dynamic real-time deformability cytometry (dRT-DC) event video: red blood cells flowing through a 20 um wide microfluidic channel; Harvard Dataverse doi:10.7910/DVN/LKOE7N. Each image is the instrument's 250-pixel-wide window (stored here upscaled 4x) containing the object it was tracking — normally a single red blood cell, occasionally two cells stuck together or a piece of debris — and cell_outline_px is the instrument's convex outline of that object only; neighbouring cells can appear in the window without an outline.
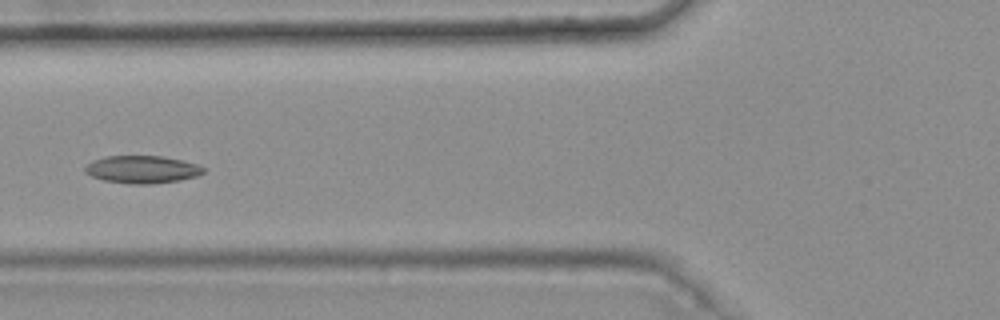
{"species": "common noctule bat (a hibernating species)", "species_latin": "Nyctalus noctula", "temperature_condition": "warm", "stored_images_in_passage": 9, "camera_frame_rate_fps": 3000, "um_per_image_px": 0.085, "animal": {"sex": "female", "body_mass_g": 25.1}, "frame": {"image": 1, "passage_image": 6, "time_ms": 1.667, "image_size_px": [1000, 320], "cell_outline_px": [[204, 172], [200, 176], [180, 180], [152, 184], [132, 184], [104, 180], [92, 176], [84, 172], [84, 168], [92, 160], [108, 156], [160, 156], [180, 160], [196, 164], [204, 168]], "centroid_in_image_um": [12.09, 14.41], "position_along_channel_um": 113.7, "area_um2": 18.96}}
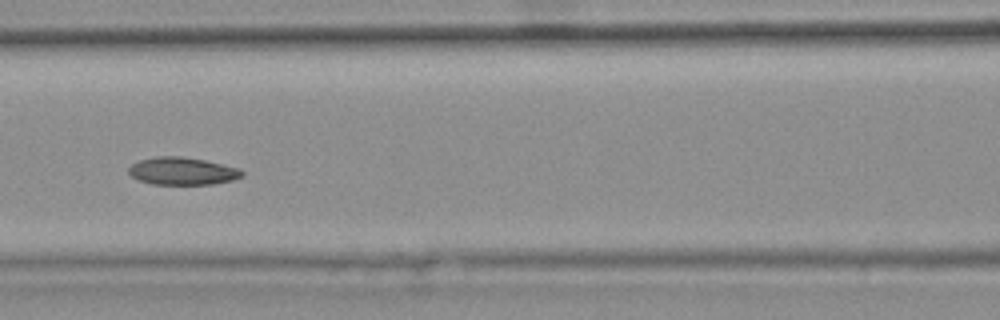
{"frame": {"image": 2, "passage_image": 7, "time_ms": 2.0, "image_size_px": [1000, 320], "cell_outline_px": [[244, 176], [232, 180], [212, 184], [152, 184], [140, 180], [132, 176], [128, 172], [128, 168], [132, 164], [140, 160], [156, 156], [180, 156], [204, 160], [240, 168], [244, 172]], "centroid_in_image_um": [15.52, 14.54], "position_along_channel_um": 151.1, "area_um2": 18.15}}